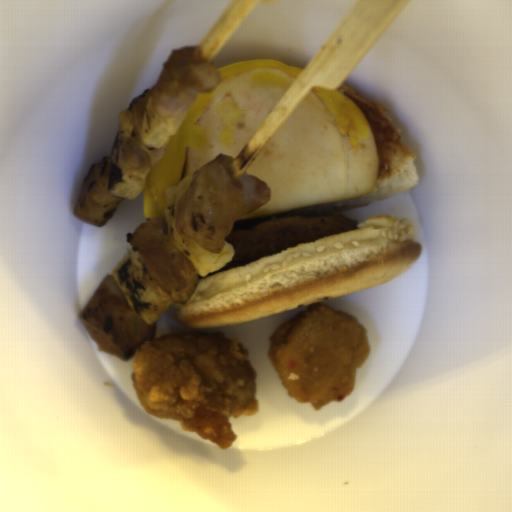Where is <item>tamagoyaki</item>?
<instances>
[{
	"instance_id": "tamagoyaki-1",
	"label": "tamagoyaki",
	"mask_w": 512,
	"mask_h": 512,
	"mask_svg": "<svg viewBox=\"0 0 512 512\" xmlns=\"http://www.w3.org/2000/svg\"><path fill=\"white\" fill-rule=\"evenodd\" d=\"M214 96L215 88L206 93H198L185 113L181 126L167 140L164 154L156 164L149 167L142 189L145 218L166 220V199L183 178L187 149L202 152L210 147L207 129L197 125V121Z\"/></svg>"
},
{
	"instance_id": "tamagoyaki-2",
	"label": "tamagoyaki",
	"mask_w": 512,
	"mask_h": 512,
	"mask_svg": "<svg viewBox=\"0 0 512 512\" xmlns=\"http://www.w3.org/2000/svg\"><path fill=\"white\" fill-rule=\"evenodd\" d=\"M310 92L319 97L326 105L340 134L347 137L350 147L359 150L360 139H365L371 131L364 113L339 90H328L315 86L310 89Z\"/></svg>"
},
{
	"instance_id": "tamagoyaki-3",
	"label": "tamagoyaki",
	"mask_w": 512,
	"mask_h": 512,
	"mask_svg": "<svg viewBox=\"0 0 512 512\" xmlns=\"http://www.w3.org/2000/svg\"><path fill=\"white\" fill-rule=\"evenodd\" d=\"M258 68H275L286 72L293 77H297L303 71L300 67L288 66L278 60H249L238 63H232L227 66L216 69L222 81L232 80L244 73L251 72Z\"/></svg>"
}]
</instances>
